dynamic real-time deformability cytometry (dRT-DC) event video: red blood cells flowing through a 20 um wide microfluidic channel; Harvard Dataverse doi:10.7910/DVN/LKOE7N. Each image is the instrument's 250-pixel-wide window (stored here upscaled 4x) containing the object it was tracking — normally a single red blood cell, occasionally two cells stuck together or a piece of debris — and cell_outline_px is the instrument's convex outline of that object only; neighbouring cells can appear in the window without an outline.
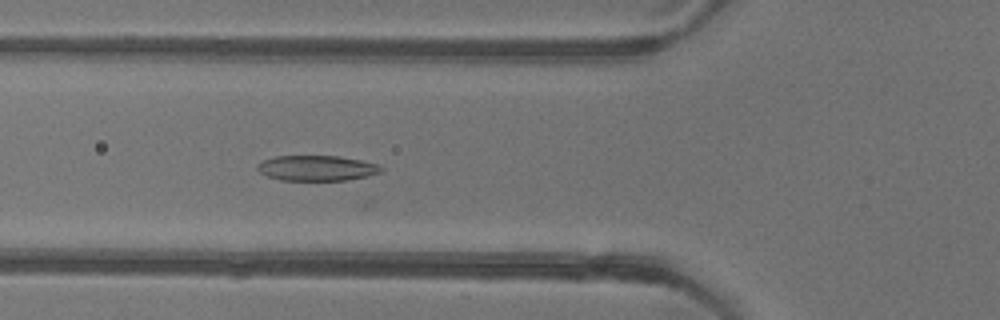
{"species": "common noctule bat (a hibernating species)", "species_latin": "Nyctalus noctula", "temperature_condition": "warm", "stored_images_in_passage": 32, "camera_frame_rate_fps": 3000, "um_per_image_px": 0.085, "animal": {"sex": "female"}, "frame": {"image": 1, "passage_image": 4, "time_ms": 1.0, "image_size_px": [1000, 320], "cell_outline_px": [[384, 172], [368, 176], [348, 180], [280, 180], [268, 176], [260, 172], [256, 168], [256, 164], [264, 160], [276, 156], [340, 156], [360, 160], [376, 164], [384, 168]], "centroid_in_image_um": [26.95, 14.29], "position_along_channel_um": 98.9, "area_um2": 18.32}}
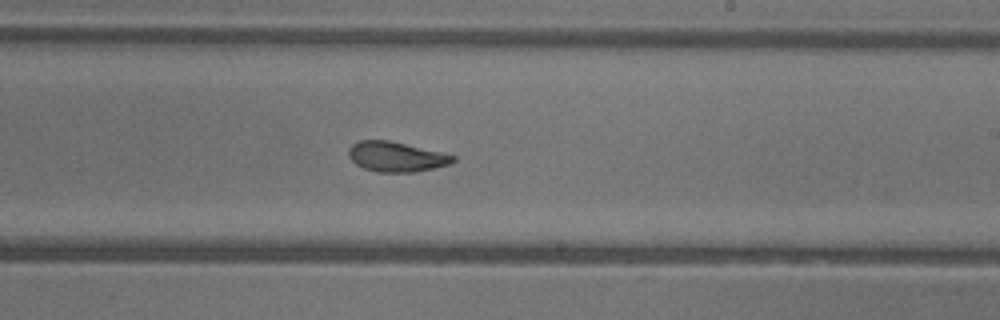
{"frame": {"image": 2, "passage_image": 16, "time_ms": 5.0, "image_size_px": [1000, 320], "cell_outline_px": [[456, 160], [452, 164], [416, 172], [376, 172], [364, 168], [356, 164], [348, 156], [348, 148], [352, 144], [360, 140], [388, 140], [440, 152], [456, 156]], "centroid_in_image_um": [33.68, 13.33], "position_along_channel_um": 255.3, "area_um2": 18.26}}
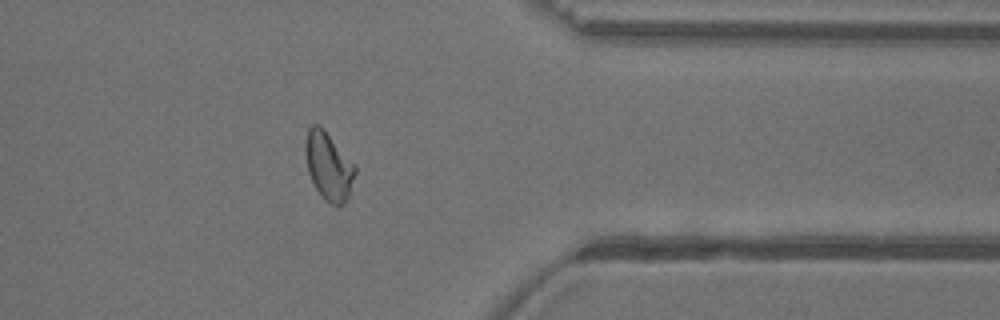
{"frame": {"image": 3, "passage_image": 27, "time_ms": 8.667, "image_size_px": [1000, 320], "cell_outline_px": [[356, 172], [348, 196], [344, 204], [332, 204], [316, 188], [308, 172], [304, 152], [304, 144], [308, 128], [312, 124], [320, 124], [324, 128], [356, 164]], "centroid_in_image_um": [27.93, 14.03], "position_along_channel_um": 383.5, "area_um2": 19.71}, "authors_computed_cell_mechanics": {"area_um2": 18.5249, "velocity_mm_per_s": 3.9098, "shape_relaxation_time_tau1_ms": 9.5253, "shape_relaxation_time_tau2_ms": 2.1189, "deformation_change_tau1": 0.2211, "deformation_change_tau2": 0.086}}